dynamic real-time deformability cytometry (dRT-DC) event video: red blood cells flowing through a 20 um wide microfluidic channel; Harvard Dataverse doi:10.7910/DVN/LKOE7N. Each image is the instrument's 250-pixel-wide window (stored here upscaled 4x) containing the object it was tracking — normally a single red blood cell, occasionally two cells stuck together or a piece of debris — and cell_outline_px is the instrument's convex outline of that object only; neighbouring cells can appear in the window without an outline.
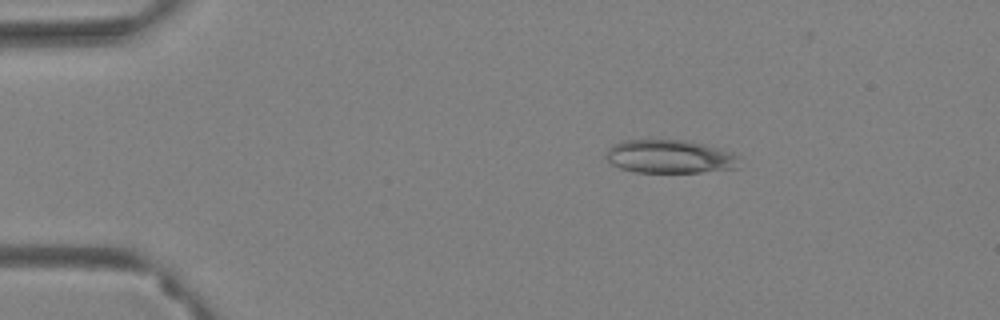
{"species": "Egyptian fruit bat (a non-hibernating species)", "species_latin": "Rousettus aegyptiacus", "temperature_condition": "warm", "stored_images_in_passage": 53, "camera_frame_rate_fps": 3000, "um_per_image_px": 0.085, "animal": {"sex": "female"}, "frame": {"image": 1, "passage_image": 3, "time_ms": 0.667, "image_size_px": [1000, 320], "cell_outline_px": [[740, 156], [736, 168], [700, 172], [636, 172], [620, 168], [612, 164], [604, 156], [608, 148], [612, 144], [624, 140], [676, 140], [704, 144], [732, 152]], "centroid_in_image_um": [56.9, 13.31], "position_along_channel_um": 28.1, "area_um2": 25.84}}
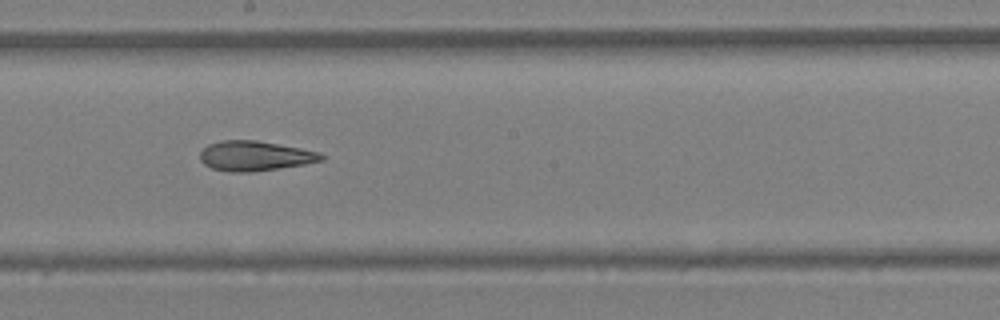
{"frame": {"image": 2, "passage_image": 27, "time_ms": 8.667, "image_size_px": [1000, 320], "cell_outline_px": [[324, 160], [304, 164], [252, 172], [228, 172], [212, 168], [204, 164], [200, 160], [200, 152], [208, 144], [220, 140], [256, 140], [300, 148], [320, 152], [324, 156]], "centroid_in_image_um": [21.65, 13.25], "position_along_channel_um": 226.6, "area_um2": 21.1}}
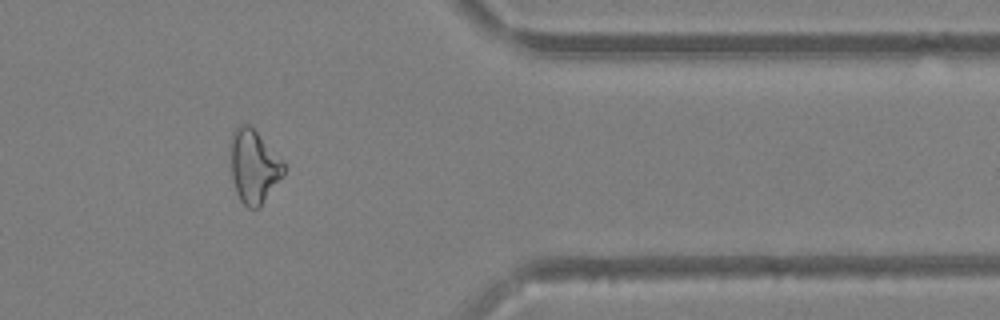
{"frame": {"image": 3, "passage_image": 43, "time_ms": 14.0, "image_size_px": [1000, 320], "cell_outline_px": [[284, 172], [260, 208], [248, 208], [240, 200], [236, 192], [232, 176], [228, 140], [232, 132], [240, 124], [248, 124], [284, 160]], "centroid_in_image_um": [21.54, 14.12], "position_along_channel_um": 389.9, "area_um2": 22.89}, "authors_computed_cell_mechanics": {"area_um2": 23.0622, "velocity_mm_per_s": 3.3776, "shape_relaxation_time_tau1_ms": null, "shape_relaxation_time_tau2_ms": 5.0749, "deformation_change_tau1": null, "deformation_change_tau2": 0.1461}}